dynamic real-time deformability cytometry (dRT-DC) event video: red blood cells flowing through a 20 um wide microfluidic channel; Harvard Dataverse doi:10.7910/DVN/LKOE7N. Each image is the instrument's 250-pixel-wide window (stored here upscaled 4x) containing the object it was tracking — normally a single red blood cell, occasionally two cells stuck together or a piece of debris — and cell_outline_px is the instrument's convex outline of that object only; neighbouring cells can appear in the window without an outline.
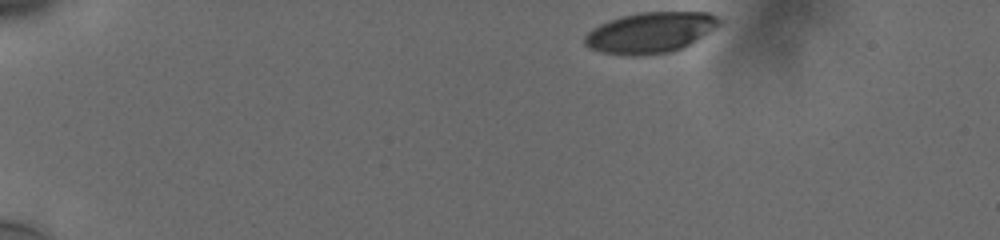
{"species": "human", "species_latin": "Homo sapiens", "temperature_condition": "cold", "stored_images_in_passage": 42, "camera_frame_rate_fps": 3000, "um_per_image_px": 0.085, "donor": {"sex": "male"}, "frame": {"image": 1, "passage_image": 1, "time_ms": 0.0, "image_size_px": [1000, 240], "cell_outline_px": [[720, 24], [684, 48], [668, 52], [636, 56], [628, 56], [600, 52], [588, 48], [584, 44], [584, 36], [592, 28], [608, 20], [620, 16], [636, 12], [708, 12], [716, 16], [720, 20]], "centroid_in_image_um": [55.22, 2.77], "position_along_channel_um": 29.8, "area_um2": 32.08}}
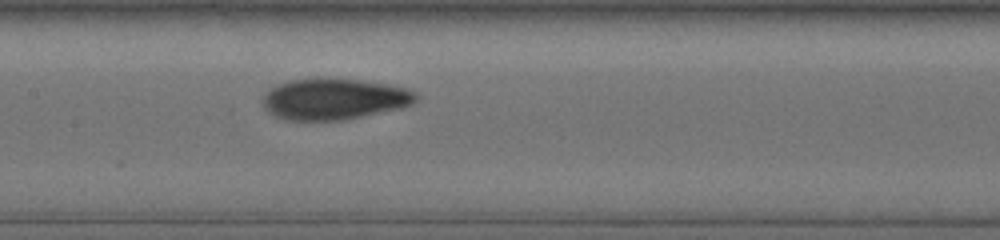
{"frame": {"image": 2, "passage_image": 21, "time_ms": 6.667, "image_size_px": [1000, 240], "cell_outline_px": [[416, 100], [412, 104], [400, 108], [340, 120], [284, 120], [268, 112], [264, 108], [264, 96], [268, 88], [276, 84], [288, 80], [316, 76], [324, 76], [360, 80], [388, 84], [404, 88], [416, 92]], "centroid_in_image_um": [28.33, 8.38], "position_along_channel_um": 179.1, "area_um2": 37.17}}
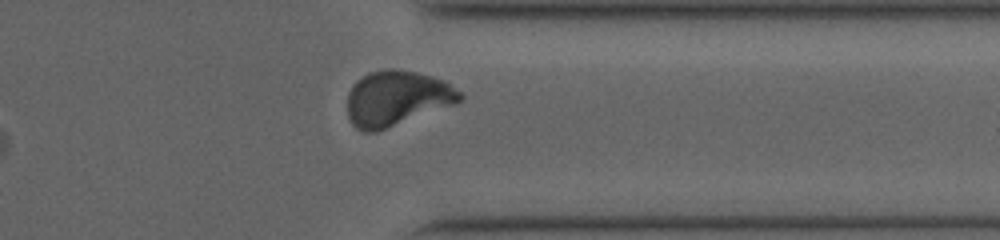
{"frame": {"image": 3, "passage_image": 37, "time_ms": 12.0, "image_size_px": [1000, 240], "cell_outline_px": [[464, 96], [456, 104], [376, 132], [364, 132], [356, 128], [352, 124], [348, 116], [348, 92], [352, 84], [356, 80], [368, 72], [388, 68], [392, 68], [416, 72], [432, 76], [444, 80], [460, 92]], "centroid_in_image_um": [33.71, 8.35], "position_along_channel_um": 377.7, "area_um2": 36.36}, "authors_computed_cell_mechanics": {"area_um2": 35.2869, "velocity_mm_per_s": 3.7382, "shape_relaxation_time_tau1_ms": 5.1038, "shape_relaxation_time_tau2_ms": 1.5042, "deformation_change_tau1": 0.1962, "deformation_change_tau2": 0.064}}